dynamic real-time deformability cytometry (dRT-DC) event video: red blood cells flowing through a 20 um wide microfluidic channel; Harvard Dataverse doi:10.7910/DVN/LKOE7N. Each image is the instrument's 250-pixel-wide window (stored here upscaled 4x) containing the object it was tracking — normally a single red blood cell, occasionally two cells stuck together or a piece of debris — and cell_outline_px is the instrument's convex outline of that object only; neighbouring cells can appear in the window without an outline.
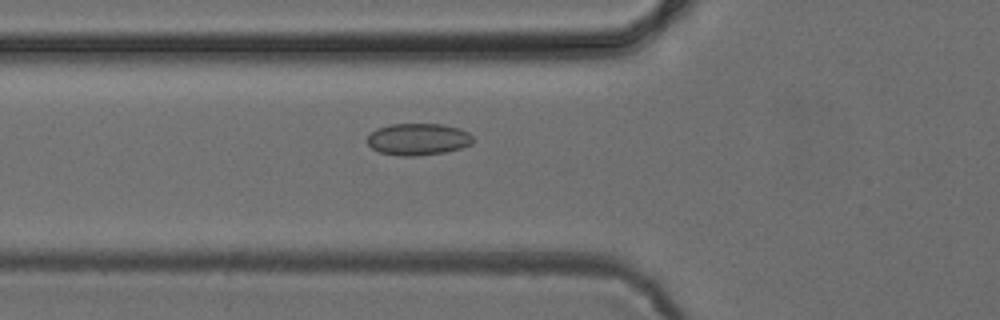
{"species": "common noctule bat (a hibernating species)", "species_latin": "Nyctalus noctula", "temperature_condition": "cold", "stored_images_in_passage": 40, "camera_frame_rate_fps": 3000, "um_per_image_px": 0.085, "animal": {"sex": "female", "body_mass_g": 24.6, "forearm_length_mm": 56.2}, "frame": {"image": 1, "passage_image": 7, "time_ms": 2.0, "image_size_px": [1000, 320], "cell_outline_px": [[476, 140], [472, 144], [460, 148], [444, 152], [416, 156], [400, 156], [380, 152], [372, 148], [368, 144], [368, 136], [376, 128], [388, 124], [440, 124], [460, 128], [468, 132]], "centroid_in_image_um": [35.56, 11.83], "position_along_channel_um": 90.2, "area_um2": 19.71}}
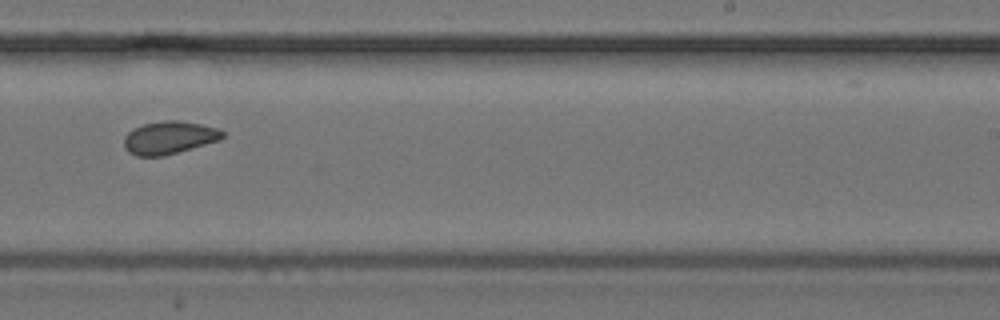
{"frame": {"image": 2, "passage_image": 21, "time_ms": 6.667, "image_size_px": [1000, 320], "cell_outline_px": [[224, 136], [220, 140], [164, 156], [136, 156], [128, 152], [124, 148], [124, 136], [132, 128], [144, 124], [164, 120], [176, 120], [200, 124], [216, 128], [224, 132]], "centroid_in_image_um": [14.34, 11.7], "position_along_channel_um": 274.7, "area_um2": 18.84}}
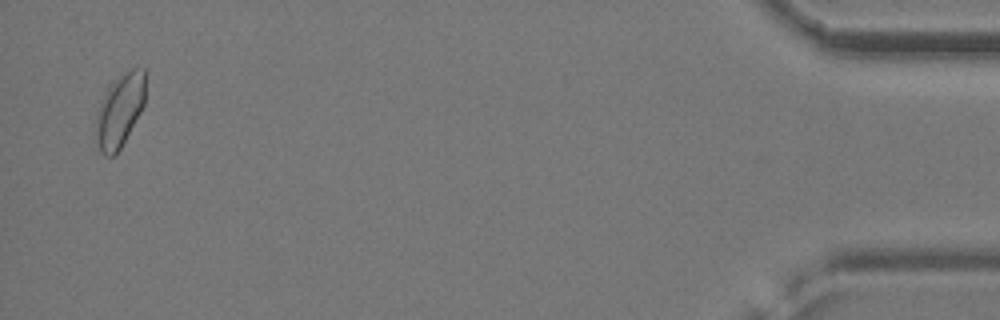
{"frame": {"image": 3, "passage_image": 39, "time_ms": 12.667, "image_size_px": [1000, 320], "cell_outline_px": [[144, 104], [140, 112], [120, 148], [112, 156], [104, 156], [100, 152], [96, 132], [96, 112], [108, 84], [112, 80], [132, 68], [144, 68]], "centroid_in_image_um": [10.15, 9.35], "position_along_channel_um": 425.0, "area_um2": 20.81}}